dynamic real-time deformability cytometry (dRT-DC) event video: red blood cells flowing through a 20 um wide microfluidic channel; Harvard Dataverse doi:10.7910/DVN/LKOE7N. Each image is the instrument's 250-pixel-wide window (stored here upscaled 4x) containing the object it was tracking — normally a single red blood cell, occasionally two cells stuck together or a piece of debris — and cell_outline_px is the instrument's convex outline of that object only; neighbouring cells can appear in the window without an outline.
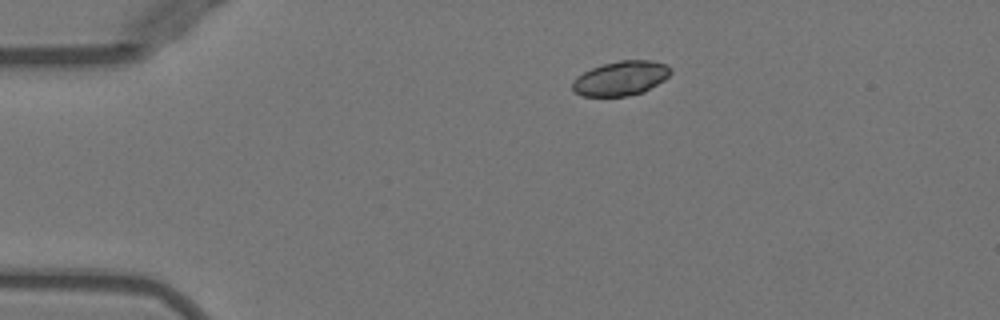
{"species": "Egyptian fruit bat (a non-hibernating species)", "species_latin": "Rousettus aegyptiacus", "temperature_condition": "warm", "stored_images_in_passage": 42, "camera_frame_rate_fps": 3000, "um_per_image_px": 0.085, "animal": {"sex": "female"}, "frame": {"image": 1, "passage_image": 1, "time_ms": 0.0, "image_size_px": [1000, 320], "cell_outline_px": [[672, 72], [664, 80], [644, 92], [628, 96], [584, 96], [576, 92], [572, 88], [572, 80], [576, 76], [592, 68], [604, 64], [620, 60], [652, 60], [668, 64], [672, 68]], "centroid_in_image_um": [52.8, 6.65], "position_along_channel_um": 32.2, "area_um2": 19.83}}
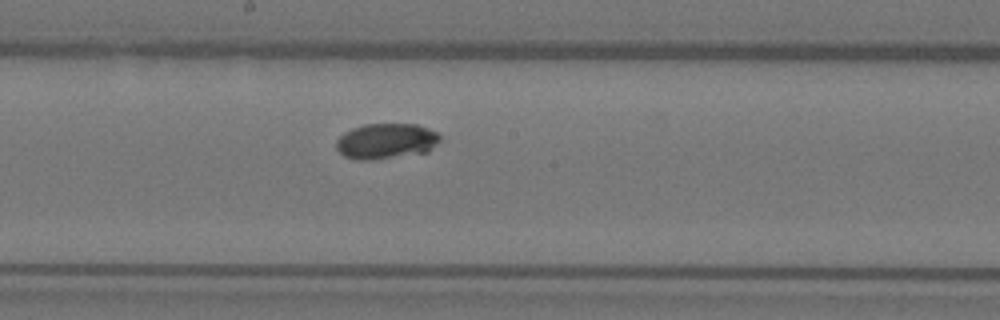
{"frame": {"image": 2, "passage_image": 19, "time_ms": 6.0, "image_size_px": [1000, 320], "cell_outline_px": [[440, 140], [428, 152], [372, 160], [356, 160], [344, 156], [336, 148], [336, 140], [344, 132], [352, 128], [364, 124], [416, 124], [428, 128], [436, 132], [440, 136]], "centroid_in_image_um": [32.8, 12.0], "position_along_channel_um": 215.4, "area_um2": 21.56}}
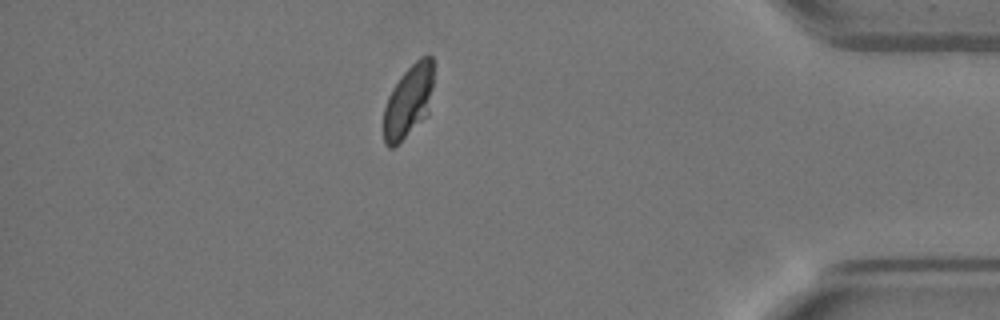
{"frame": {"image": 3, "passage_image": 36, "time_ms": 11.667, "image_size_px": [1000, 320], "cell_outline_px": [[432, 88], [428, 116], [392, 148], [388, 148], [384, 144], [384, 108], [388, 96], [392, 88], [400, 76], [420, 56], [432, 56]], "centroid_in_image_um": [34.71, 8.61], "position_along_channel_um": 400.5, "area_um2": 21.04}, "authors_computed_cell_mechanics": {"area_um2": 21.2704, "velocity_mm_per_s": 3.931, "shape_relaxation_time_tau1_ms": 2.7355, "shape_relaxation_time_tau2_ms": null, "deformation_change_tau1": 0.0985, "deformation_change_tau2": null}}